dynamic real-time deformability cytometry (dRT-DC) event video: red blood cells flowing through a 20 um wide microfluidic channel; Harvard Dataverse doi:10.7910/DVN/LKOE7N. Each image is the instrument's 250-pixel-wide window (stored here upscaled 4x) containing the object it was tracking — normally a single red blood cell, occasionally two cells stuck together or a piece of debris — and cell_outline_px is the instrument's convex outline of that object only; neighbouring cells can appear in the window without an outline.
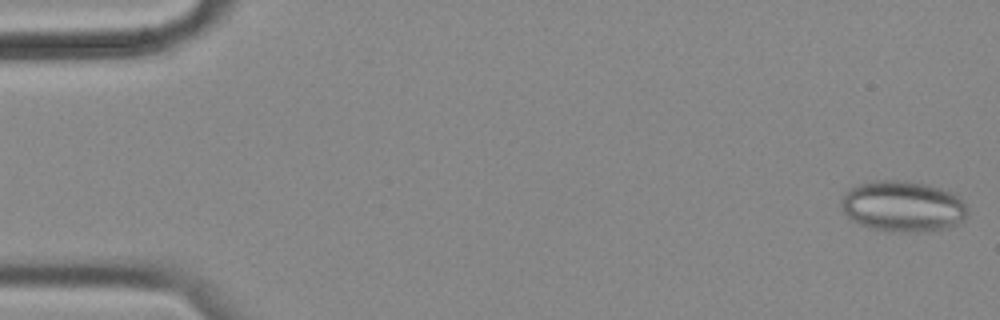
{"species": "common noctule bat (a hibernating species)", "species_latin": "Nyctalus noctula", "temperature_condition": "cold", "stored_images_in_passage": 52, "camera_frame_rate_fps": 3000, "um_per_image_px": 0.085, "animal": {"sex": "female", "body_mass_g": 18.4}, "frame": {"image": 1, "passage_image": 1, "time_ms": 0.0, "image_size_px": [1000, 320], "cell_outline_px": [[968, 212], [964, 220], [948, 228], [916, 232], [912, 232], [868, 228], [852, 220], [840, 208], [840, 196], [848, 188], [860, 184], [880, 180], [900, 180], [924, 184], [940, 188], [956, 196], [968, 208]], "centroid_in_image_um": [76.69, 17.54], "position_along_channel_um": 8.3, "area_um2": 37.28}}
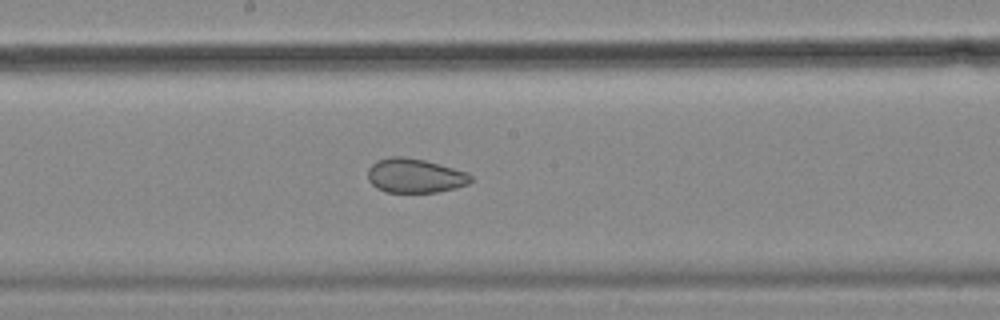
{"frame": {"image": 2, "passage_image": 30, "time_ms": 9.667, "image_size_px": [1000, 320], "cell_outline_px": [[472, 180], [468, 184], [456, 188], [436, 192], [384, 192], [376, 188], [368, 180], [368, 168], [376, 160], [388, 156], [404, 156], [424, 160], [468, 172], [472, 176]], "centroid_in_image_um": [35.25, 14.93], "position_along_channel_um": 213.0, "area_um2": 20.75}}
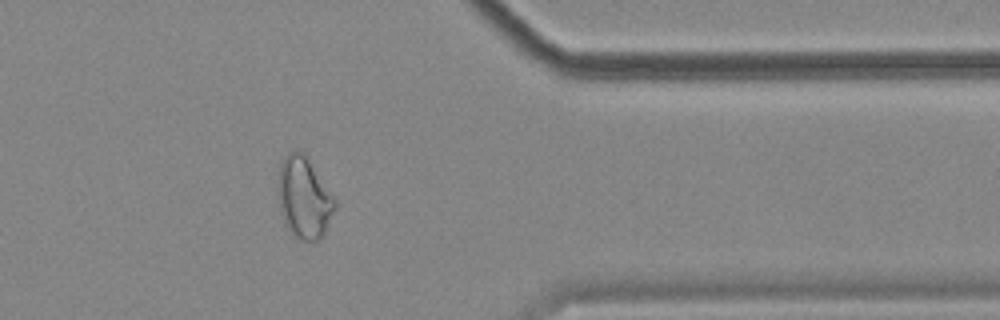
{"frame": {"image": 3, "passage_image": 46, "time_ms": 15.0, "image_size_px": [1000, 320], "cell_outline_px": [[336, 208], [324, 232], [316, 240], [300, 240], [292, 236], [284, 224], [280, 212], [276, 188], [280, 164], [284, 156], [288, 152], [304, 152], [336, 200]], "centroid_in_image_um": [25.8, 16.81], "position_along_channel_um": 385.6, "area_um2": 27.17}, "authors_computed_cell_mechanics": {"area_um2": 25.8655, "velocity_mm_per_s": 3.5044, "shape_relaxation_time_tau1_ms": null, "shape_relaxation_time_tau2_ms": 2.9054, "deformation_change_tau1": null, "deformation_change_tau2": 0.0808}}